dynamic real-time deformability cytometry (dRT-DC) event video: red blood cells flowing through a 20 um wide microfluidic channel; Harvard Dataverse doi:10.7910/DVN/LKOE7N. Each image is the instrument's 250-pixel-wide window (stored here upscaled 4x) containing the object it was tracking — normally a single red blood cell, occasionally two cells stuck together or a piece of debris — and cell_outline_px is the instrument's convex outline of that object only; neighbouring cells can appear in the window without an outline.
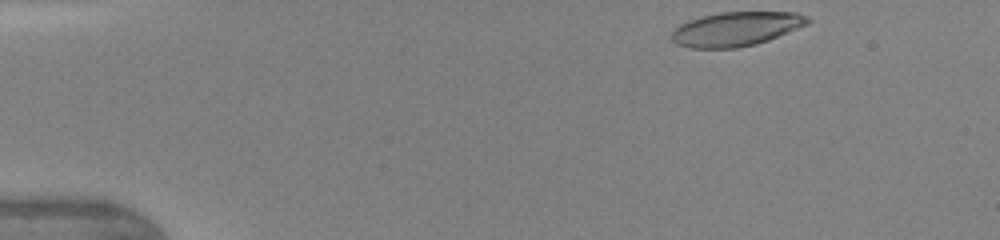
{"species": "human", "species_latin": "Homo sapiens", "temperature_condition": "warm", "stored_images_in_passage": 41, "camera_frame_rate_fps": 3000, "um_per_image_px": 0.085, "donor": {"sex": "female"}, "frame": {"image": 1, "passage_image": 1, "time_ms": 0.0, "image_size_px": [1000, 240], "cell_outline_px": [[812, 20], [808, 24], [768, 40], [756, 44], [736, 48], [688, 48], [676, 44], [672, 40], [672, 32], [680, 24], [688, 20], [700, 16], [720, 12], [796, 12], [808, 16]], "centroid_in_image_um": [62.57, 2.46], "position_along_channel_um": 22.4, "area_um2": 27.22}}
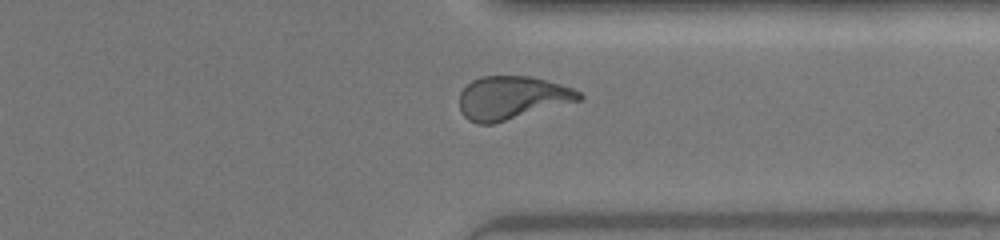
{"frame": {"image": 2, "passage_image": 31, "time_ms": 10.0, "image_size_px": [1000, 240], "cell_outline_px": [[584, 96], [580, 100], [492, 124], [476, 124], [468, 120], [460, 112], [460, 92], [472, 80], [484, 76], [528, 76], [560, 84], [572, 88], [580, 92]], "centroid_in_image_um": [43.48, 8.32], "position_along_channel_um": 367.9, "area_um2": 29.88}}
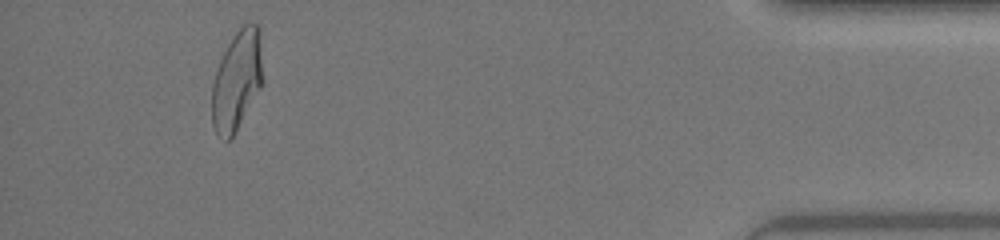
{"frame": {"image": 3, "passage_image": 38, "time_ms": 12.333, "image_size_px": [1000, 240], "cell_outline_px": [[264, 80], [260, 88], [232, 140], [228, 140], [216, 132], [212, 124], [212, 84], [220, 60], [232, 36], [244, 24], [256, 24], [260, 28]], "centroid_in_image_um": [20.16, 6.83], "position_along_channel_um": 415.0, "area_um2": 29.71}, "authors_computed_cell_mechanics": {"area_um2": 29.6514, "velocity_mm_per_s": 4.405, "shape_relaxation_time_tau1_ms": 8.1432, "shape_relaxation_time_tau2_ms": 1.5575, "deformation_change_tau1": 0.3034, "deformation_change_tau2": 0.1003}}